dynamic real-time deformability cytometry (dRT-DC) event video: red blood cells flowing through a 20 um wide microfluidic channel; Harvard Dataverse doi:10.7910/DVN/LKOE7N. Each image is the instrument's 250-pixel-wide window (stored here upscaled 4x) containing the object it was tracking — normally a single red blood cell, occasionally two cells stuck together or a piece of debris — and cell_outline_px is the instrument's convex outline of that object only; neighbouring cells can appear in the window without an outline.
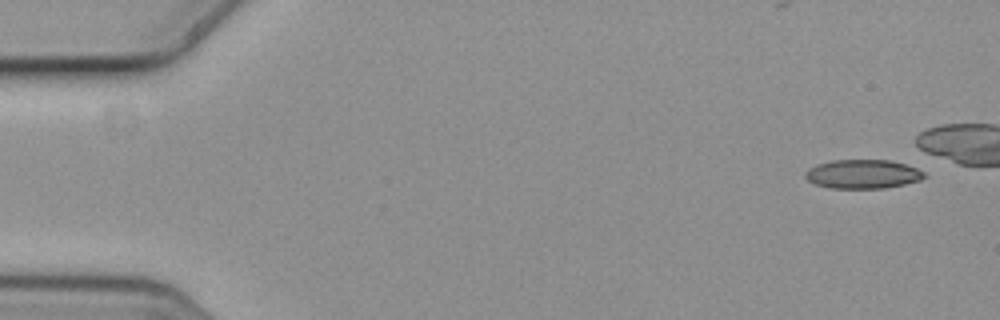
{"species": "common noctule bat (a hibernating species)", "species_latin": "Nyctalus noctula", "temperature_condition": "cold", "stored_images_in_passage": 5, "camera_frame_rate_fps": 3000, "um_per_image_px": 0.085, "animal": {"sex": "female", "body_mass_g": 19.3, "forearm_length_mm": 54.1}, "frame": {"image": 1, "passage_image": 1, "time_ms": 0.0, "image_size_px": [1000, 320], "cell_outline_px": [[928, 176], [920, 180], [904, 184], [884, 188], [832, 188], [816, 184], [808, 180], [804, 176], [804, 172], [808, 168], [832, 160], [892, 160], [916, 168], [924, 172]], "centroid_in_image_um": [73.35, 14.79], "position_along_channel_um": 11.7, "area_um2": 20.0}}